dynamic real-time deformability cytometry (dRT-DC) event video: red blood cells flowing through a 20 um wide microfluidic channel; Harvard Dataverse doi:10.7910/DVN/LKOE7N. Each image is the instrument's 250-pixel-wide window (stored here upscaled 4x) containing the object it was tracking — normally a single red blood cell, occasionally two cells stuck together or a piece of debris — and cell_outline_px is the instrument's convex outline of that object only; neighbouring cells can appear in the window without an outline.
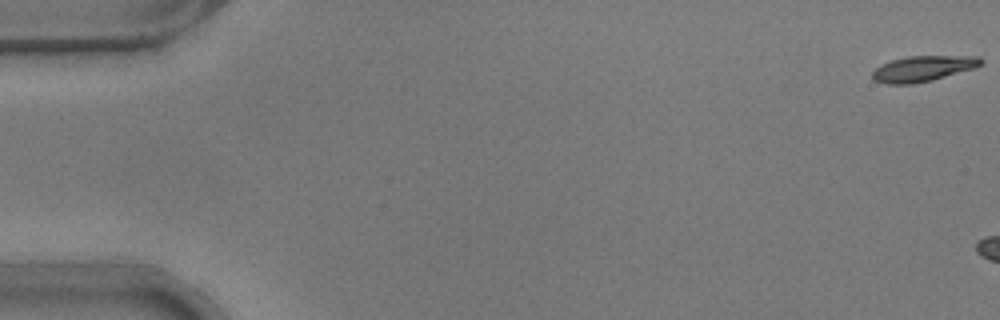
{"species": "common noctule bat (a hibernating species)", "species_latin": "Nyctalus noctula", "temperature_condition": "warm", "stored_images_in_passage": 6, "camera_frame_rate_fps": 3000, "um_per_image_px": 0.085, "animal": {"sex": "male", "body_mass_g": 17.9}, "frame": {"image": 1, "passage_image": 1, "time_ms": 0.0, "image_size_px": [1000, 320], "cell_outline_px": [[984, 60], [980, 64], [972, 68], [932, 80], [912, 84], [888, 84], [876, 80], [872, 76], [872, 72], [880, 64], [892, 60], [908, 56], [980, 56]], "centroid_in_image_um": [78.43, 5.82], "position_along_channel_um": 6.6, "area_um2": 15.95}}